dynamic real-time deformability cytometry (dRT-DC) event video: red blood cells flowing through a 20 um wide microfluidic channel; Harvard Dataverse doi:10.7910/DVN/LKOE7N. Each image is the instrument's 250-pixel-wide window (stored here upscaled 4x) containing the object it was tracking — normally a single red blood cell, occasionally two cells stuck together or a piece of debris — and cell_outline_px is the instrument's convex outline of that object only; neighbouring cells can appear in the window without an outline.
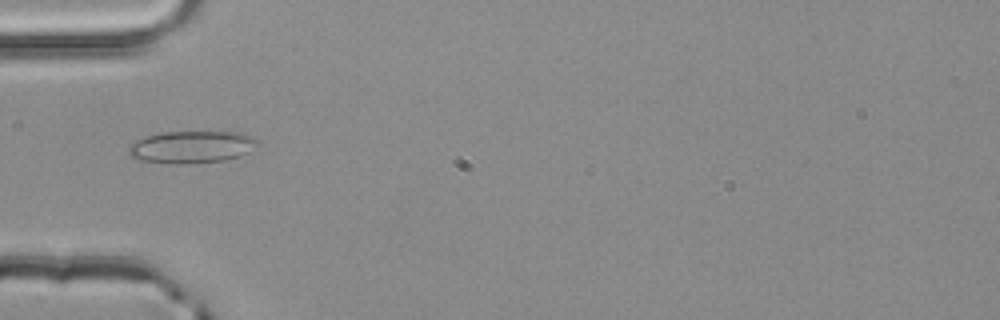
{"species": "common noctule bat (a hibernating species)", "species_latin": "Nyctalus noctula", "temperature_condition": "room temperature", "stored_images_in_passage": 2, "camera_frame_rate_fps": 3000, "um_per_image_px": 0.085, "animal": {"sex": "male", "body_mass_g": 20.4}, "frame": {"image": 1, "passage_image": 2, "time_ms": 0.333, "image_size_px": [1000, 320], "cell_outline_px": [[260, 140], [248, 152], [240, 156], [224, 160], [184, 164], [172, 164], [136, 160], [128, 152], [128, 148], [136, 140], [144, 136], [160, 132], [244, 132]], "centroid_in_image_um": [16.27, 12.49], "position_along_channel_um": 68.7, "area_um2": 24.39}}